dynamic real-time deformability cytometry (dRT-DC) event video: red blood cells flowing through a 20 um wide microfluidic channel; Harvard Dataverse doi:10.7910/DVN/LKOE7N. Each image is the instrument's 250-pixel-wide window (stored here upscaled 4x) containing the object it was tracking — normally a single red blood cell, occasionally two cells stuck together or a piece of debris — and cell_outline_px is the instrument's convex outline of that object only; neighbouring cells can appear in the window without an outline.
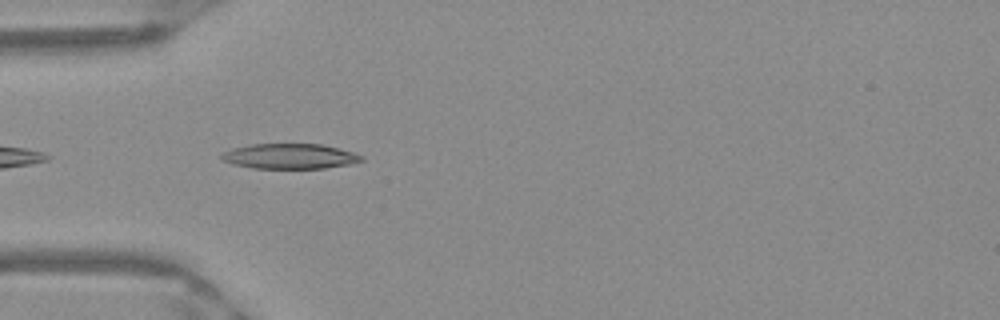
{"species": "Egyptian fruit bat (a non-hibernating species)", "species_latin": "Rousettus aegyptiacus", "temperature_condition": "warm", "stored_images_in_passage": 11, "camera_frame_rate_fps": 3000, "um_per_image_px": 0.085, "frame": {"image": 1, "passage_image": 2, "time_ms": 0.333, "image_size_px": [1000, 320], "cell_outline_px": [[364, 160], [348, 164], [324, 168], [252, 168], [220, 160], [220, 156], [224, 152], [232, 148], [252, 144], [320, 144], [352, 152], [364, 156]], "centroid_in_image_um": [24.61, 13.28], "position_along_channel_um": 60.4, "area_um2": 20.29}}